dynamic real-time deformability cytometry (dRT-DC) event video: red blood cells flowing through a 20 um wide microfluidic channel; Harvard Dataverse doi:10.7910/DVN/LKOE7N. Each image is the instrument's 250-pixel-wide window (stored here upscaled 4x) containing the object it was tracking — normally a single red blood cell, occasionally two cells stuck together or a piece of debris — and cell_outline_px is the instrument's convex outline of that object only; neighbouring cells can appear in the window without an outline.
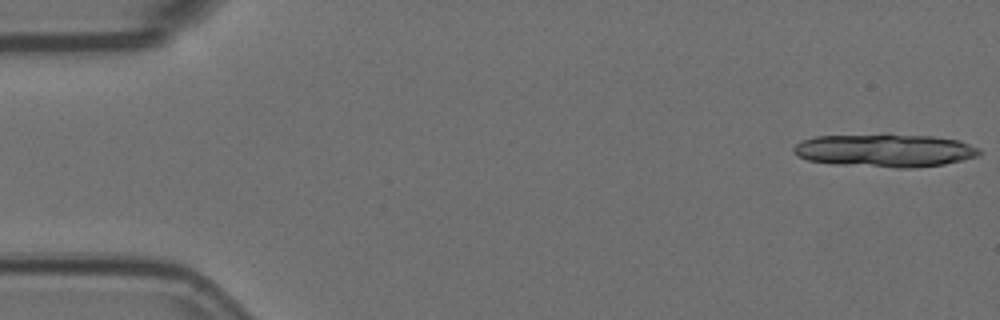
{"species": "Egyptian fruit bat (a non-hibernating species)", "species_latin": "Rousettus aegyptiacus", "temperature_condition": "room temperature", "stored_images_in_passage": 2, "camera_frame_rate_fps": 3000, "um_per_image_px": 0.085, "animal": {"sex": "female"}, "frame": {"image": 1, "passage_image": 1, "time_ms": 0.0, "image_size_px": [1000, 320], "cell_outline_px": [[980, 156], [944, 164], [912, 168], [896, 168], [836, 164], [808, 160], [796, 156], [792, 152], [792, 148], [800, 140], [816, 136], [932, 136], [960, 140], [980, 148]], "centroid_in_image_um": [75.23, 12.81], "position_along_channel_um": 9.8, "area_um2": 35.32}}